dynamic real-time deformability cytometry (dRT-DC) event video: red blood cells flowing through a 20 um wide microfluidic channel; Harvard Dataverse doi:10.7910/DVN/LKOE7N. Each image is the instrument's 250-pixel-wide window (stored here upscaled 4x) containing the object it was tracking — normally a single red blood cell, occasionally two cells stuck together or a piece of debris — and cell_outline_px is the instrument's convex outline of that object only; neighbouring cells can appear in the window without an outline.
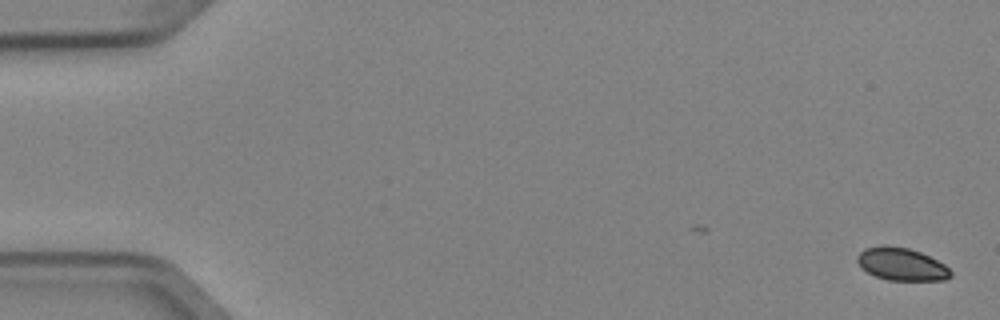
{"species": "Egyptian fruit bat (a non-hibernating species)", "species_latin": "Rousettus aegyptiacus", "temperature_condition": "cold", "stored_images_in_passage": 5, "camera_frame_rate_fps": 3000, "um_per_image_px": 0.085, "animal": {"sex": "female"}, "frame": {"image": 1, "passage_image": 1, "time_ms": 0.0, "image_size_px": [1000, 320], "cell_outline_px": [[952, 276], [944, 280], [888, 280], [876, 276], [868, 272], [856, 260], [856, 256], [864, 248], [880, 244], [884, 244], [908, 248], [920, 252], [944, 264], [952, 272]], "centroid_in_image_um": [76.62, 22.44], "position_along_channel_um": 8.4, "area_um2": 17.74}}